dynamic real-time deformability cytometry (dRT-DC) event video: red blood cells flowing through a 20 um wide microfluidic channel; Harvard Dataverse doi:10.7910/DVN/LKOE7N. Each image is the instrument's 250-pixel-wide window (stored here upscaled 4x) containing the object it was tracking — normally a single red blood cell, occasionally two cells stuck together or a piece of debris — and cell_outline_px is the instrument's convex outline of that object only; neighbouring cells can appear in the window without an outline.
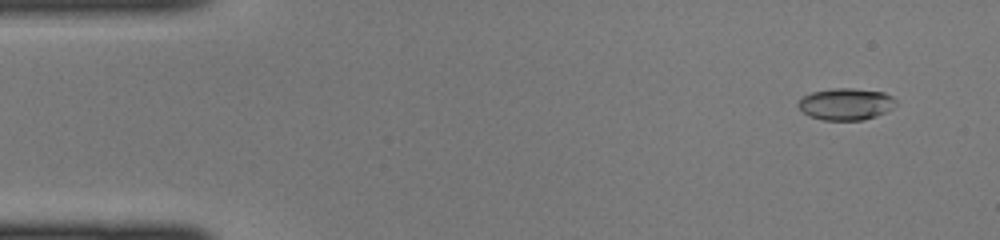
{"species": "common noctule bat (a hibernating species)", "species_latin": "Nyctalus noctula", "temperature_condition": "cold", "stored_images_in_passage": 42, "camera_frame_rate_fps": 3000, "um_per_image_px": 0.085, "animal": {"sex": "female", "body_mass_g": 22.0, "forearm_length_mm": 56.7}, "frame": {"image": 1, "passage_image": 1, "time_ms": 0.0, "image_size_px": [1000, 240], "cell_outline_px": [[896, 104], [892, 108], [876, 116], [864, 120], [824, 120], [808, 116], [796, 104], [804, 96], [812, 92], [832, 88], [852, 88], [884, 92], [892, 96], [896, 100]], "centroid_in_image_um": [71.9, 8.84], "position_along_channel_um": 13.1, "area_um2": 18.09}}
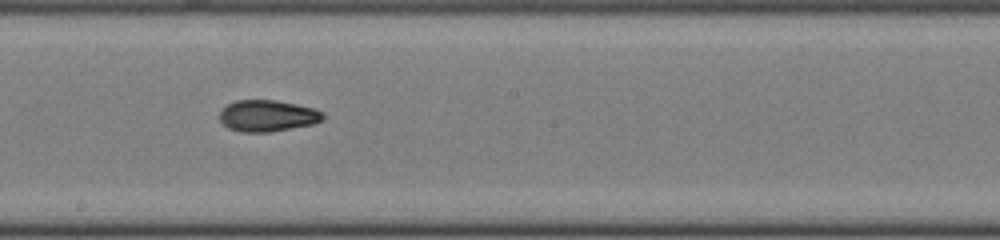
{"frame": {"image": 2, "passage_image": 22, "time_ms": 7.0, "image_size_px": [1000, 240], "cell_outline_px": [[324, 116], [320, 120], [312, 124], [268, 132], [244, 132], [228, 128], [220, 120], [220, 112], [228, 104], [236, 100], [276, 100], [296, 104], [312, 108], [324, 112]], "centroid_in_image_um": [22.72, 9.83], "position_along_channel_um": 225.5, "area_um2": 18.67}}
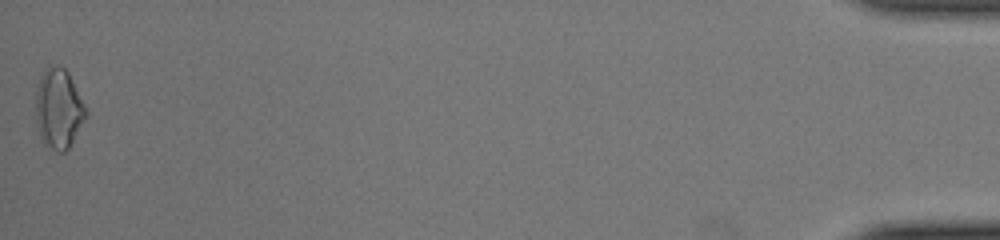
{"frame": {"image": 3, "passage_image": 42, "time_ms": 13.667, "image_size_px": [1000, 240], "cell_outline_px": [[88, 116], [68, 148], [64, 152], [56, 152], [44, 144], [40, 136], [36, 120], [36, 92], [40, 76], [44, 68], [48, 64], [56, 64], [64, 68], [68, 72], [88, 112]], "centroid_in_image_um": [4.98, 9.22], "position_along_channel_um": 430.2, "area_um2": 23.52}}